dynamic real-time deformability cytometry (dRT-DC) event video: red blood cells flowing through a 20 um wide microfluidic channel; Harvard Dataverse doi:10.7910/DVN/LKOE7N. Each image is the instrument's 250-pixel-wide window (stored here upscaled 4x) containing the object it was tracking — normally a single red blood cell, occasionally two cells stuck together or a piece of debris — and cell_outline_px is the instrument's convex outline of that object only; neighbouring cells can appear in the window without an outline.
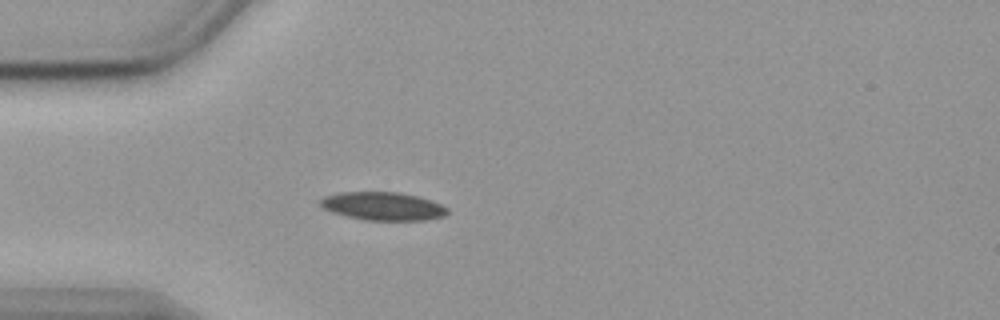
{"species": "common noctule bat (a hibernating species)", "species_latin": "Nyctalus noctula", "temperature_condition": "cold", "stored_images_in_passage": 52, "camera_frame_rate_fps": 3000, "um_per_image_px": 0.085, "animal": {"sex": "female", "body_mass_g": 19.9}, "frame": {"image": 1, "passage_image": 12, "time_ms": 3.667, "image_size_px": [1000, 320], "cell_outline_px": [[448, 212], [444, 216], [424, 220], [364, 220], [332, 212], [324, 208], [320, 204], [320, 200], [324, 196], [340, 192], [400, 192], [420, 196], [440, 204], [448, 208]], "centroid_in_image_um": [32.56, 17.52], "position_along_channel_um": 52.4, "area_um2": 20.87}}
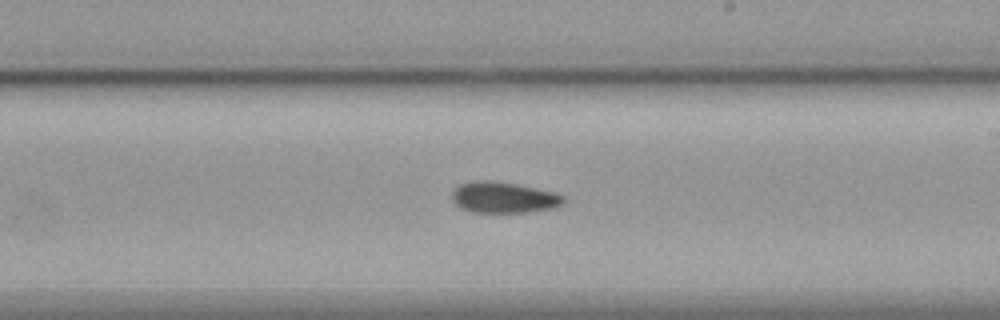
{"frame": {"image": 2, "passage_image": 29, "time_ms": 9.333, "image_size_px": [1000, 320], "cell_outline_px": [[564, 204], [552, 208], [528, 212], [472, 212], [460, 208], [452, 200], [452, 192], [460, 184], [472, 180], [492, 180], [516, 184], [556, 192], [564, 196]], "centroid_in_image_um": [42.8, 16.78], "position_along_channel_um": 246.2, "area_um2": 20.29}}
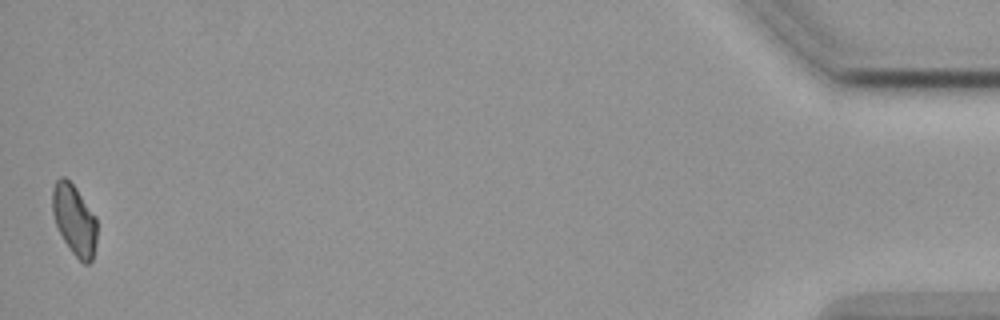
{"frame": {"image": 3, "passage_image": 52, "time_ms": 17.0, "image_size_px": [1000, 320], "cell_outline_px": [[96, 244], [92, 260], [88, 264], [84, 264], [72, 252], [64, 240], [56, 224], [52, 212], [52, 188], [56, 180], [60, 176], [64, 176], [76, 188], [96, 216]], "centroid_in_image_um": [6.32, 18.67], "position_along_channel_um": 428.9, "area_um2": 18.26}, "authors_computed_cell_mechanics": {"area_um2": 20.2589, "velocity_mm_per_s": 3.5798, "shape_relaxation_time_tau1_ms": 6.5067, "shape_relaxation_time_tau2_ms": null, "deformation_change_tau1": 0.1246, "deformation_change_tau2": null}}